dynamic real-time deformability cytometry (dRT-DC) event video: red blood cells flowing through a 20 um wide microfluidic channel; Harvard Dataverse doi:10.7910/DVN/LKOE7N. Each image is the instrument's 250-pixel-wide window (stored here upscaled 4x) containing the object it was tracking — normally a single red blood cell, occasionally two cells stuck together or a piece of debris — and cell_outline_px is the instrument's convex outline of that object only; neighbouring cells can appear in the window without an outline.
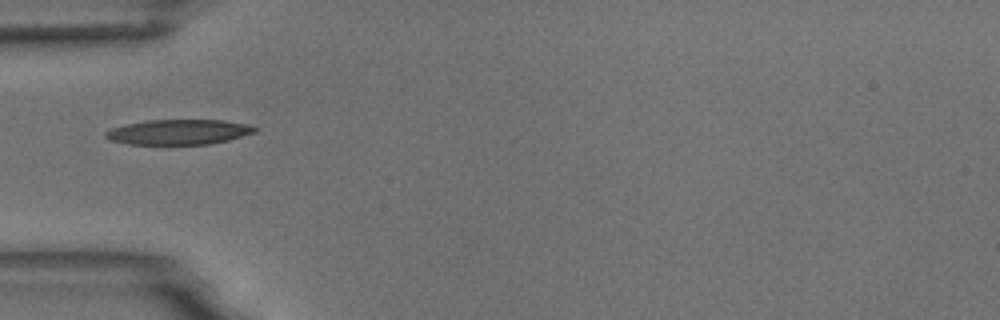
{"species": "common noctule bat (a hibernating species)", "species_latin": "Nyctalus noctula", "temperature_condition": "room temperature", "stored_images_in_passage": 38, "camera_frame_rate_fps": 3000, "um_per_image_px": 0.085, "animal": {"sex": "male", "body_mass_g": 18.8}, "frame": {"image": 1, "passage_image": 1, "time_ms": 0.0, "image_size_px": [1000, 320], "cell_outline_px": [[256, 132], [228, 140], [208, 144], [128, 144], [112, 140], [104, 136], [104, 132], [112, 128], [124, 124], [148, 120], [224, 120], [244, 124], [256, 128]], "centroid_in_image_um": [15.15, 11.22], "position_along_channel_um": 69.9, "area_um2": 21.62}}
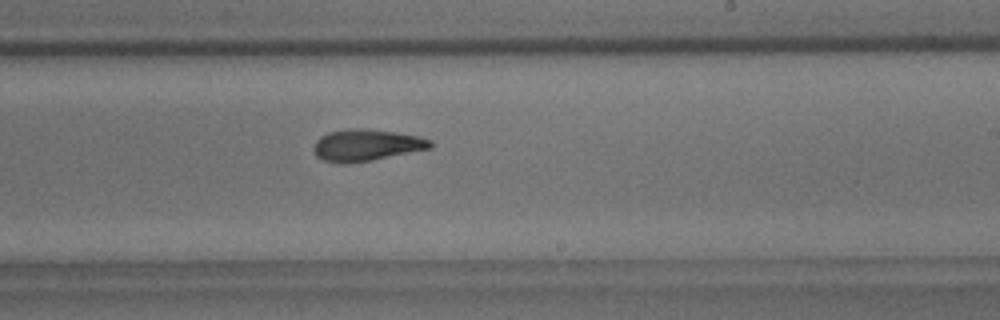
{"frame": {"image": 2, "passage_image": 16, "time_ms": 5.0, "image_size_px": [1000, 320], "cell_outline_px": [[432, 148], [372, 160], [344, 164], [340, 164], [324, 160], [316, 156], [312, 148], [316, 140], [320, 136], [328, 132], [352, 128], [360, 128], [392, 132], [420, 136], [432, 140]], "centroid_in_image_um": [31.12, 12.34], "position_along_channel_um": 257.9, "area_um2": 21.56}}
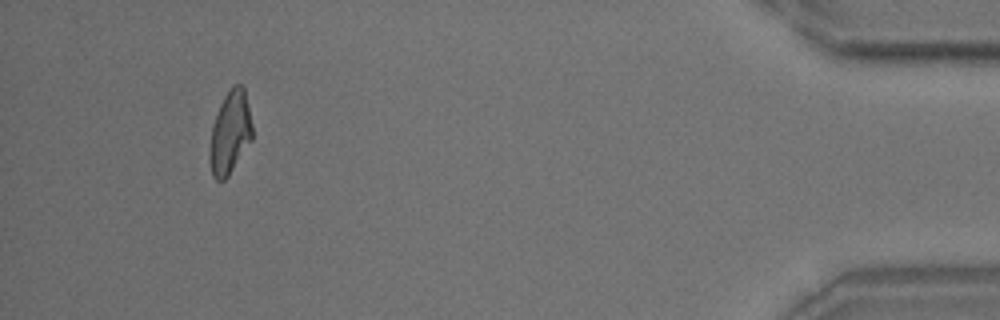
{"frame": {"image": 3, "passage_image": 34, "time_ms": 11.0, "image_size_px": [1000, 320], "cell_outline_px": [[252, 140], [228, 176], [224, 180], [216, 180], [212, 176], [208, 160], [208, 152], [212, 124], [220, 104], [224, 96], [232, 84], [240, 84], [244, 88], [252, 124]], "centroid_in_image_um": [19.53, 11.29], "position_along_channel_um": 415.7, "area_um2": 20.81}, "authors_computed_cell_mechanics": {"area_um2": 21.0103, "velocity_mm_per_s": 3.7439, "shape_relaxation_time_tau1_ms": 7.8232, "shape_relaxation_time_tau2_ms": 2.731, "deformation_change_tau1": 0.2232, "deformation_change_tau2": 0.1083}}